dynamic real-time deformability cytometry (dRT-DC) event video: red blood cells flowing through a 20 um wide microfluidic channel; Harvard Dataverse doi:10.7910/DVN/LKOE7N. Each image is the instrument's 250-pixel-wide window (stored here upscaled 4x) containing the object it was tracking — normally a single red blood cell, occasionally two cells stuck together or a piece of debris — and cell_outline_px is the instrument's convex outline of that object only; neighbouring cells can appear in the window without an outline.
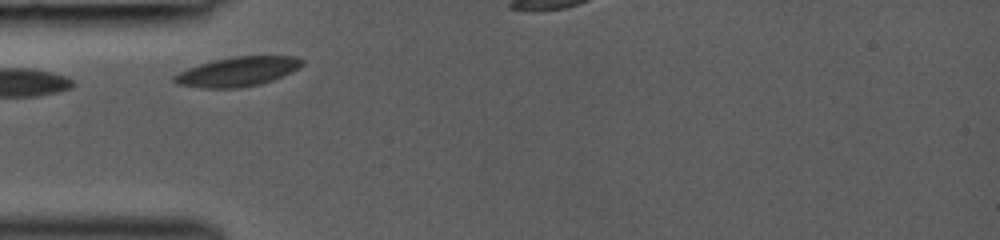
{"species": "common noctule bat (a hibernating species)", "species_latin": "Nyctalus noctula", "temperature_condition": "room temperature", "stored_images_in_passage": 8, "camera_frame_rate_fps": 3000, "um_per_image_px": 0.085, "animal": {"sex": "female", "body_mass_g": 19.0, "forearm_length_mm": 53.3}, "frame": {"image": 1, "passage_image": 2, "time_ms": 0.333, "image_size_px": [1000, 240], "cell_outline_px": [[304, 64], [292, 72], [272, 80], [260, 84], [240, 88], [200, 88], [176, 84], [172, 80], [172, 76], [188, 68], [200, 64], [216, 60], [236, 56], [292, 56], [304, 60]], "centroid_in_image_um": [20.19, 6.1], "position_along_channel_um": 64.8, "area_um2": 21.85}}